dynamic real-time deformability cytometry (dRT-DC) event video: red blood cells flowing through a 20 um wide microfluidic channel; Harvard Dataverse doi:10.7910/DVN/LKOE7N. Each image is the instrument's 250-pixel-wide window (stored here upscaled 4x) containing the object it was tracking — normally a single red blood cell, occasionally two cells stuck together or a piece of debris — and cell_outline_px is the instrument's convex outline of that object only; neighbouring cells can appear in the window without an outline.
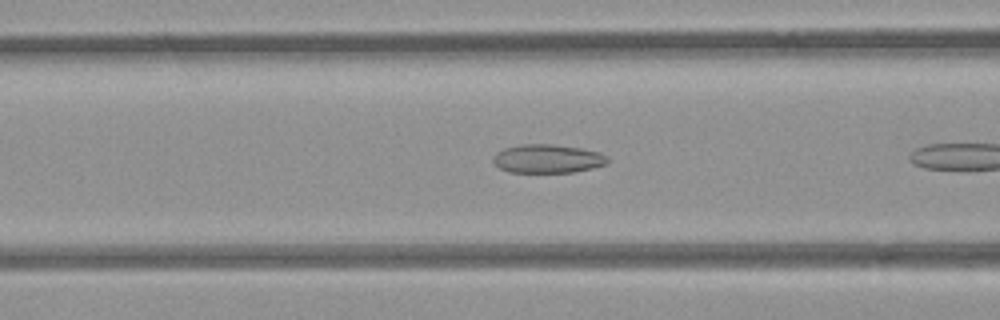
{"species": "common noctule bat (a hibernating species)", "species_latin": "Nyctalus noctula", "temperature_condition": "room temperature", "stored_images_in_passage": 7, "camera_frame_rate_fps": 3000, "um_per_image_px": 0.085, "animal": {"sex": "female", "body_mass_g": 21.9}, "frame": {"image": 1, "passage_image": 6, "time_ms": 1.667, "image_size_px": [1000, 320], "cell_outline_px": [[608, 164], [592, 168], [572, 172], [508, 172], [500, 168], [492, 160], [492, 156], [496, 152], [504, 148], [524, 144], [552, 144], [580, 148], [600, 152], [608, 156]], "centroid_in_image_um": [46.55, 13.49], "position_along_channel_um": 120.1, "area_um2": 19.13}}